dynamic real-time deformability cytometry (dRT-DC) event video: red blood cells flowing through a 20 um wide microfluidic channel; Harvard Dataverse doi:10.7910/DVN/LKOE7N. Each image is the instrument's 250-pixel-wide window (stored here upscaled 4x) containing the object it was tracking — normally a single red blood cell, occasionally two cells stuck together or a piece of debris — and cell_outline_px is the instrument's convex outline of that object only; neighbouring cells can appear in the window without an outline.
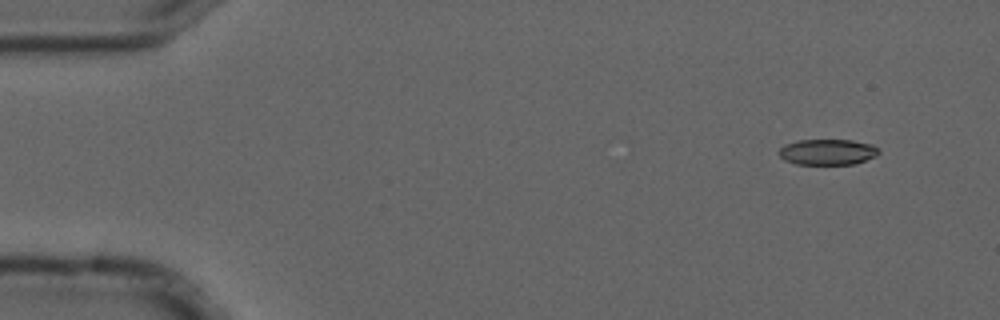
{"species": "common noctule bat (a hibernating species)", "species_latin": "Nyctalus noctula", "temperature_condition": "cold", "stored_images_in_passage": 4, "camera_frame_rate_fps": 3000, "um_per_image_px": 0.085, "animal": {"sex": "male", "forearm_length_mm": 52.5}, "frame": {"image": 1, "passage_image": 1, "time_ms": 0.0, "image_size_px": [1000, 320], "cell_outline_px": [[880, 152], [876, 156], [856, 164], [796, 164], [784, 160], [780, 156], [780, 148], [784, 144], [796, 140], [852, 140], [872, 144], [880, 148]], "centroid_in_image_um": [70.37, 12.91], "position_along_channel_um": 14.6, "area_um2": 15.14}}
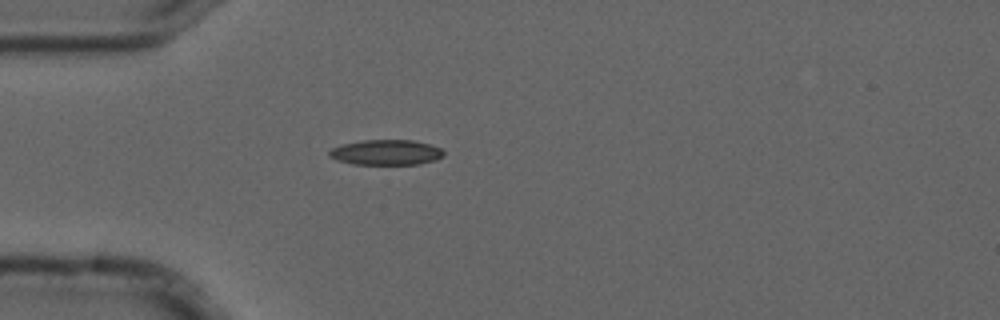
{"frame": {"image": 2, "passage_image": 4, "time_ms": 1.0, "image_size_px": [1000, 320], "cell_outline_px": [[444, 156], [436, 160], [420, 164], [352, 164], [336, 160], [328, 156], [328, 152], [332, 148], [340, 144], [364, 140], [412, 140], [432, 144], [440, 148], [444, 152]], "centroid_in_image_um": [32.82, 12.95], "position_along_channel_um": 52.2, "area_um2": 17.05}}